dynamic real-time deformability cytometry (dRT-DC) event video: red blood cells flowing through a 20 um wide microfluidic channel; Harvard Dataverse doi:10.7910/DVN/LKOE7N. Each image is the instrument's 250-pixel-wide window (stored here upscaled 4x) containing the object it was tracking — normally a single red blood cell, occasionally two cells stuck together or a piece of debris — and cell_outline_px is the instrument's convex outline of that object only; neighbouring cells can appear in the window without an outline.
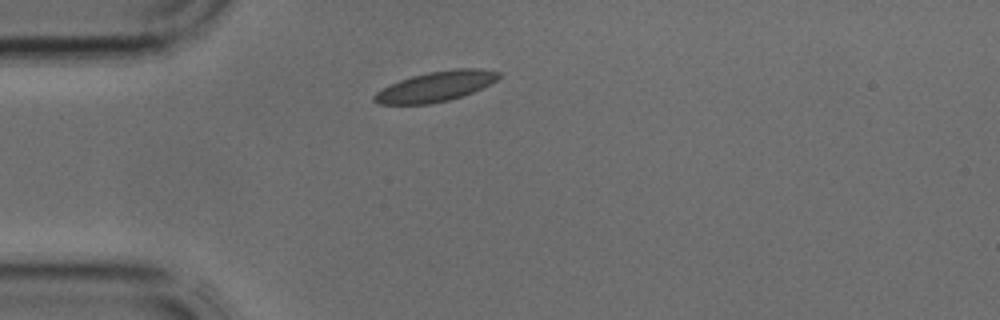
{"species": "common noctule bat (a hibernating species)", "species_latin": "Nyctalus noctula", "temperature_condition": "cold", "stored_images_in_passage": 31, "camera_frame_rate_fps": 3000, "um_per_image_px": 0.085, "animal": {"sex": "male", "body_mass_g": 17.9, "forearm_length_mm": 54.2}, "frame": {"image": 1, "passage_image": 1, "time_ms": 0.0, "image_size_px": [1000, 320], "cell_outline_px": [[500, 76], [496, 80], [472, 92], [448, 100], [428, 104], [380, 104], [372, 100], [372, 96], [376, 92], [400, 80], [412, 76], [428, 72], [456, 68], [480, 68], [500, 72]], "centroid_in_image_um": [37.02, 7.34], "position_along_channel_um": 48.0, "area_um2": 21.5}}
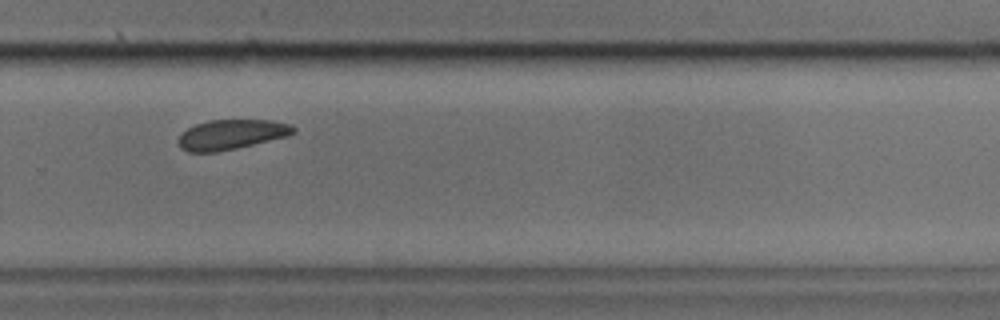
{"frame": {"image": 2, "passage_image": 18, "time_ms": 5.667, "image_size_px": [1000, 320], "cell_outline_px": [[296, 132], [288, 136], [236, 148], [216, 152], [188, 152], [180, 148], [176, 140], [180, 132], [196, 124], [208, 120], [268, 120], [292, 124], [296, 128]], "centroid_in_image_um": [19.63, 11.43], "position_along_channel_um": 310.2, "area_um2": 20.23}}
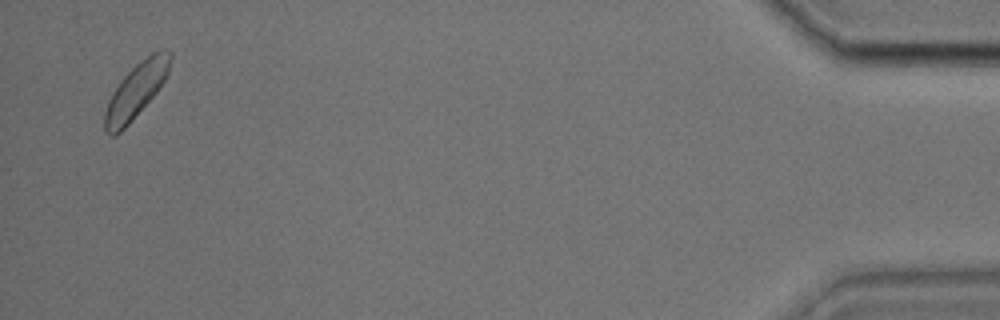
{"frame": {"image": 3, "passage_image": 30, "time_ms": 9.667, "image_size_px": [1000, 320], "cell_outline_px": [[172, 56], [168, 72], [164, 80], [156, 92], [128, 124], [116, 136], [112, 136], [104, 132], [104, 112], [108, 100], [112, 92], [120, 80], [140, 60], [152, 52], [164, 48], [172, 52]], "centroid_in_image_um": [11.54, 7.69], "position_along_channel_um": 423.7, "area_um2": 20.81}}